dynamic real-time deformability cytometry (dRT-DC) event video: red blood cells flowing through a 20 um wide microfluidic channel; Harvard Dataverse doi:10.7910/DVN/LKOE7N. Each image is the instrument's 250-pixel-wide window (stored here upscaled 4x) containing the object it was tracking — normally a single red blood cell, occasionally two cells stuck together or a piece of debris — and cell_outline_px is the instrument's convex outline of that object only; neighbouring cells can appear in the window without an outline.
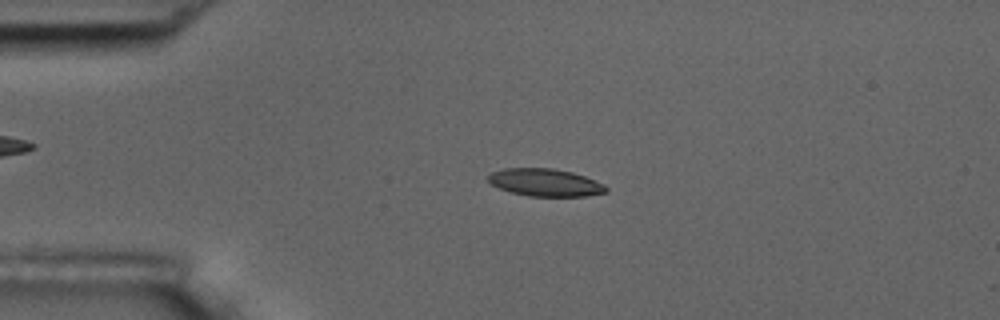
{"species": "common noctule bat (a hibernating species)", "species_latin": "Nyctalus noctula", "temperature_condition": "room temperature", "stored_images_in_passage": 45, "camera_frame_rate_fps": 3000, "um_per_image_px": 0.085, "animal": {"sex": "male", "body_mass_g": 17.5, "forearm_length_mm": 52.3}, "frame": {"image": 1, "passage_image": 2, "time_ms": 0.333, "image_size_px": [1000, 320], "cell_outline_px": [[608, 192], [588, 196], [528, 196], [512, 192], [500, 188], [492, 184], [488, 180], [488, 176], [492, 172], [504, 168], [552, 168], [572, 172], [584, 176], [604, 184], [608, 188]], "centroid_in_image_um": [46.37, 15.51], "position_along_channel_um": 38.6, "area_um2": 18.84}}
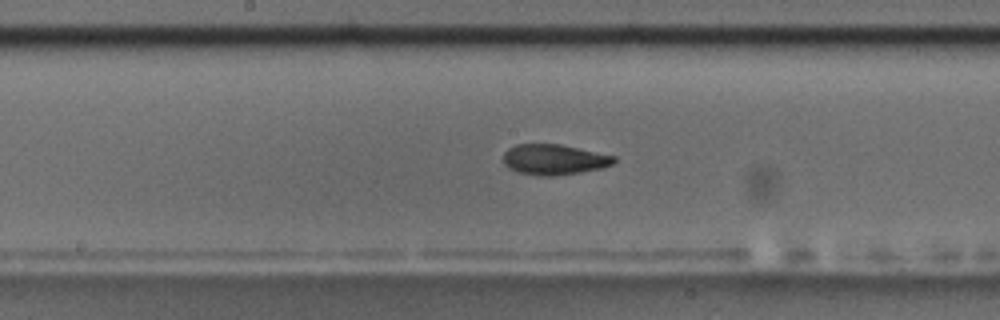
{"frame": {"image": 2, "passage_image": 18, "time_ms": 5.667, "image_size_px": [1000, 320], "cell_outline_px": [[616, 160], [612, 164], [600, 168], [580, 172], [552, 176], [540, 176], [516, 172], [508, 168], [504, 164], [504, 152], [508, 148], [516, 144], [560, 144], [616, 156]], "centroid_in_image_um": [47.06, 13.56], "position_along_channel_um": 201.1, "area_um2": 19.65}}
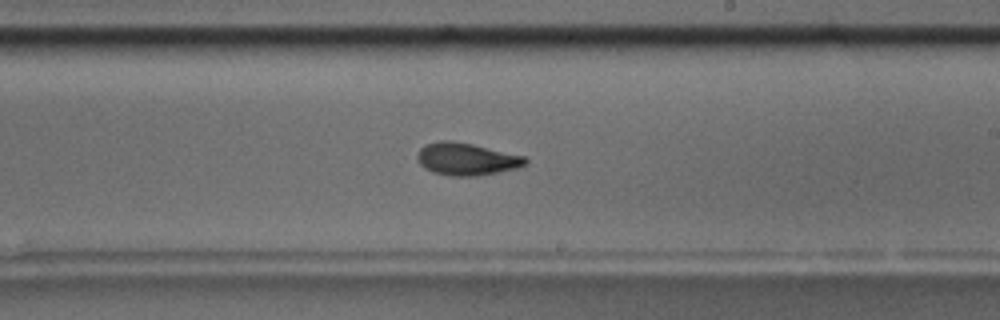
{"frame": {"image": 3, "passage_image": 22, "time_ms": 7.0, "image_size_px": [1000, 320], "cell_outline_px": [[528, 164], [516, 168], [476, 176], [452, 176], [432, 172], [424, 168], [416, 160], [416, 152], [424, 144], [440, 140], [452, 140], [472, 144], [524, 156], [528, 160]], "centroid_in_image_um": [39.59, 13.51], "position_along_channel_um": 249.4, "area_um2": 20.52}, "authors_computed_cell_mechanics": {"area_um2": 19.7676, "velocity_mm_per_s": 3.6271, "shape_relaxation_time_tau1_ms": 2.9824, "shape_relaxation_time_tau2_ms": 2.0764, "deformation_change_tau1": 0.1429, "deformation_change_tau2": 0.0851}}